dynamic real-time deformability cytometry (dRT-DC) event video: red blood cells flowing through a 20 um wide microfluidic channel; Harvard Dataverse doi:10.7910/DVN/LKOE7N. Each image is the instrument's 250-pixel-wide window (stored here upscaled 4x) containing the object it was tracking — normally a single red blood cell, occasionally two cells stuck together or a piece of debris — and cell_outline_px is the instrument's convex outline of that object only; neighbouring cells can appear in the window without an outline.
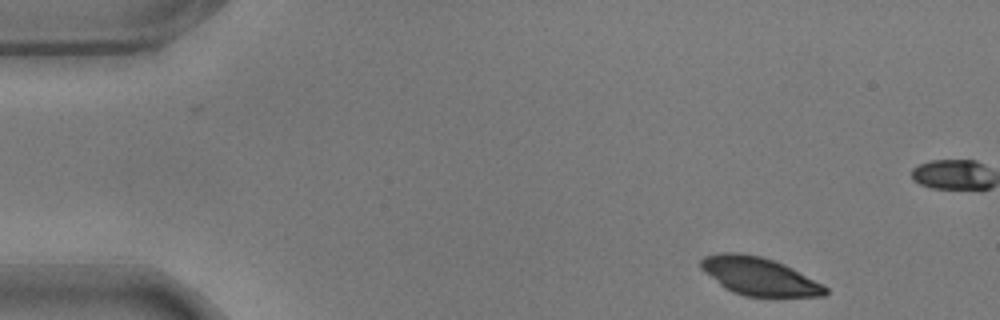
{"species": "common noctule bat (a hibernating species)", "species_latin": "Nyctalus noctula", "temperature_condition": "warm", "stored_images_in_passage": 53, "camera_frame_rate_fps": 3000, "um_per_image_px": 0.085, "animal": {"sex": "male", "body_mass_g": 17.9}, "frame": {"image": 1, "passage_image": 1, "time_ms": 0.0, "image_size_px": [1000, 320], "cell_outline_px": [[828, 292], [824, 296], [744, 296], [732, 292], [724, 288], [700, 268], [700, 260], [704, 256], [724, 252], [736, 252], [760, 256], [784, 264], [792, 268], [828, 288]], "centroid_in_image_um": [64.48, 23.48], "position_along_channel_um": 20.5, "area_um2": 27.22}}
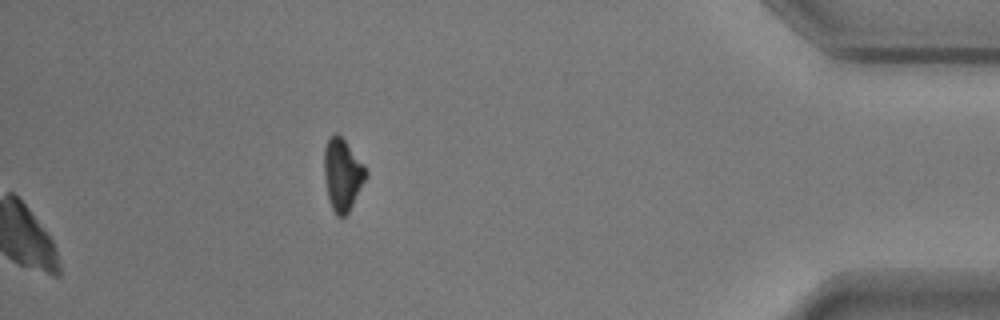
{"frame": {"image": 2, "passage_image": 53, "time_ms": 17.333, "image_size_px": [1000, 320], "cell_outline_px": [[368, 176], [348, 212], [344, 216], [336, 216], [328, 200], [324, 180], [324, 148], [328, 140], [336, 132], [344, 140], [364, 164], [368, 172]], "centroid_in_image_um": [29.11, 14.85], "position_along_channel_um": 406.1, "area_um2": 17.51}}